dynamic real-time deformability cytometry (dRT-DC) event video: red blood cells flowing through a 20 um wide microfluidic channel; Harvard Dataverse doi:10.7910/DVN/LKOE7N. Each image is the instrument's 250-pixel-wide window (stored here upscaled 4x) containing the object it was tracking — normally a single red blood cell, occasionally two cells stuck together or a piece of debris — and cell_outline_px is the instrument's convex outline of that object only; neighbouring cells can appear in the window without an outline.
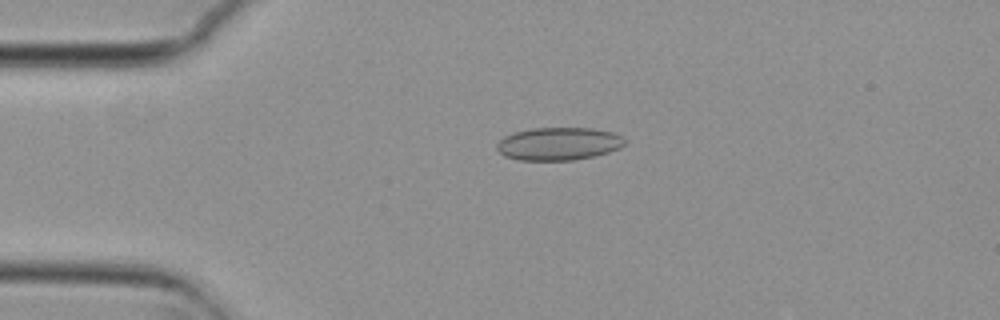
{"species": "common noctule bat (a hibernating species)", "species_latin": "Nyctalus noctula", "temperature_condition": "cold", "stored_images_in_passage": 54, "camera_frame_rate_fps": 3000, "um_per_image_px": 0.085, "animal": {"sex": "female", "body_mass_g": 29.2, "forearm_length_mm": 56.3}, "frame": {"image": 1, "passage_image": 12, "time_ms": 3.667, "image_size_px": [1000, 320], "cell_outline_px": [[624, 144], [620, 148], [608, 152], [592, 156], [572, 160], [520, 160], [504, 156], [496, 148], [496, 144], [504, 136], [516, 132], [532, 128], [592, 128], [612, 132], [624, 136]], "centroid_in_image_um": [47.48, 12.21], "position_along_channel_um": 37.5, "area_um2": 24.39}}
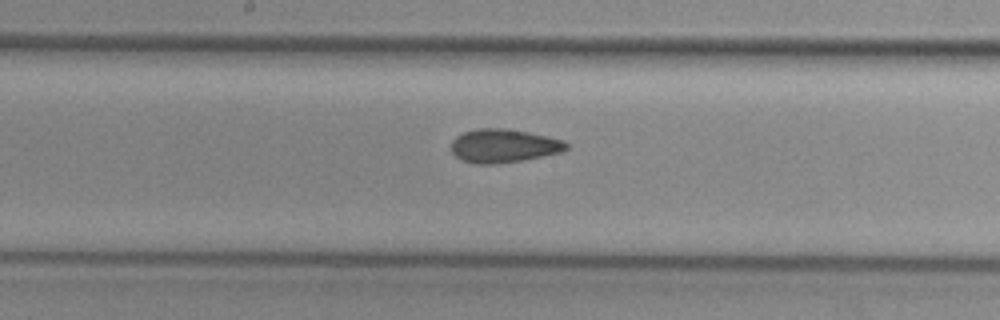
{"frame": {"image": 2, "passage_image": 28, "time_ms": 9.0, "image_size_px": [1000, 320], "cell_outline_px": [[568, 148], [560, 152], [524, 160], [492, 164], [476, 164], [460, 160], [452, 152], [452, 140], [456, 136], [464, 132], [476, 128], [504, 128], [528, 132], [548, 136], [564, 140], [568, 144]], "centroid_in_image_um": [42.8, 12.39], "position_along_channel_um": 205.4, "area_um2": 22.54}}
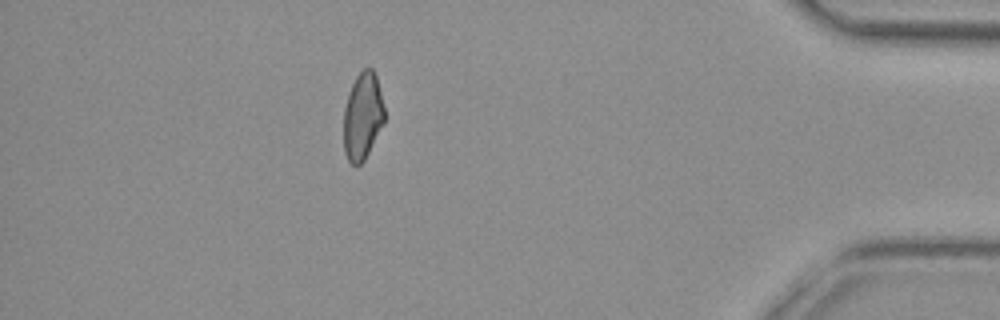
{"frame": {"image": 3, "passage_image": 48, "time_ms": 15.667, "image_size_px": [1000, 320], "cell_outline_px": [[384, 124], [364, 160], [360, 164], [352, 164], [348, 160], [344, 152], [344, 108], [348, 92], [356, 76], [364, 68], [372, 68], [376, 76], [384, 108]], "centroid_in_image_um": [30.82, 9.87], "position_along_channel_um": 404.4, "area_um2": 20.63}, "authors_computed_cell_mechanics": {"area_um2": 22.3975, "velocity_mm_per_s": 3.7426, "shape_relaxation_time_tau1_ms": null, "shape_relaxation_time_tau2_ms": 2.9863, "deformation_change_tau1": null, "deformation_change_tau2": 0.0792}}